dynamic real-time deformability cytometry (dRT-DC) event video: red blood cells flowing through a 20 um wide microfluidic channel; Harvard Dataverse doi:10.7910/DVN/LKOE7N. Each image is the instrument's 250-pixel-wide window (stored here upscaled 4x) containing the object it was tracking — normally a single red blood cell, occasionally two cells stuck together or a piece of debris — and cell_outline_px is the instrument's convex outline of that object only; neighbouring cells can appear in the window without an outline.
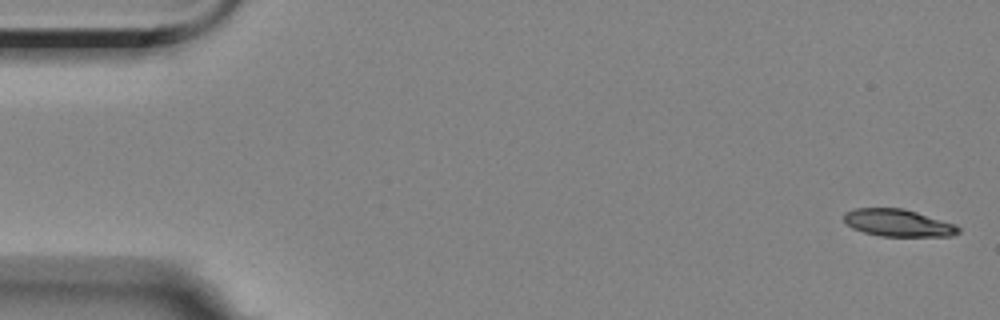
{"species": "Egyptian fruit bat (a non-hibernating species)", "species_latin": "Rousettus aegyptiacus", "temperature_condition": "room temperature", "stored_images_in_passage": 56, "camera_frame_rate_fps": 3000, "um_per_image_px": 0.085, "animal": {"sex": "female"}, "frame": {"image": 1, "passage_image": 1, "time_ms": 0.0, "image_size_px": [1000, 320], "cell_outline_px": [[960, 232], [952, 236], [880, 236], [864, 232], [852, 228], [844, 220], [844, 212], [856, 208], [904, 208], [956, 224], [960, 228]], "centroid_in_image_um": [76.35, 18.94], "position_along_channel_um": 8.6, "area_um2": 18.21}}
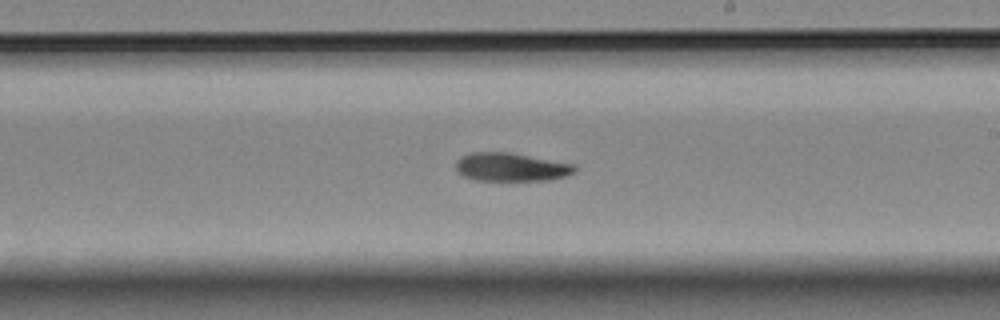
{"frame": {"image": 2, "passage_image": 32, "time_ms": 10.333, "image_size_px": [1000, 320], "cell_outline_px": [[576, 172], [564, 176], [548, 180], [476, 180], [464, 176], [456, 172], [456, 160], [460, 156], [472, 152], [508, 152], [576, 164]], "centroid_in_image_um": [43.42, 14.19], "position_along_channel_um": 245.6, "area_um2": 19.71}}
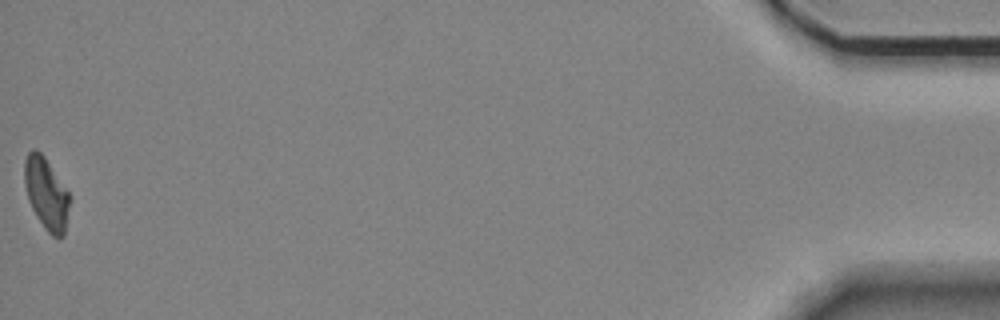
{"frame": {"image": 3, "passage_image": 56, "time_ms": 18.333, "image_size_px": [1000, 320], "cell_outline_px": [[68, 208], [64, 236], [52, 236], [44, 228], [36, 216], [28, 200], [24, 184], [24, 160], [28, 152], [32, 148], [36, 148], [44, 156], [68, 192]], "centroid_in_image_um": [3.89, 16.42], "position_along_channel_um": 431.3, "area_um2": 18.61}}